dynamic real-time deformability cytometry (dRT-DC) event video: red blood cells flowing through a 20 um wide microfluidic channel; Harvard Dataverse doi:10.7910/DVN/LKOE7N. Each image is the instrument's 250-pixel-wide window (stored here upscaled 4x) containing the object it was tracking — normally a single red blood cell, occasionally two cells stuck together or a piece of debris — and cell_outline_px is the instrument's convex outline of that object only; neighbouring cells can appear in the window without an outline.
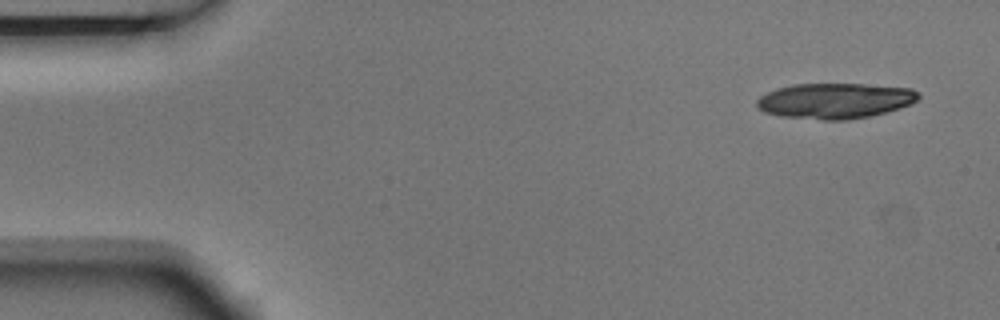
{"species": "Egyptian fruit bat (a non-hibernating species)", "species_latin": "Rousettus aegyptiacus", "temperature_condition": "room temperature", "stored_images_in_passage": 9, "camera_frame_rate_fps": 3000, "um_per_image_px": 0.085, "animal": {"sex": "male"}, "frame": {"image": 1, "passage_image": 1, "time_ms": 0.0, "image_size_px": [1000, 320], "cell_outline_px": [[920, 96], [912, 104], [900, 108], [868, 116], [848, 120], [824, 120], [780, 116], [764, 112], [756, 104], [756, 100], [760, 96], [776, 88], [792, 84], [860, 84], [912, 88]], "centroid_in_image_um": [70.95, 8.56], "position_along_channel_um": 14.0, "area_um2": 33.35}}
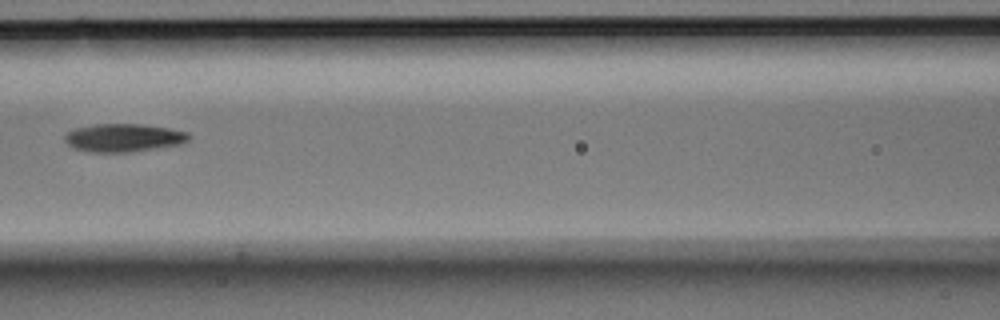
{"frame": {"image": 2, "passage_image": 7, "time_ms": 2.0, "image_size_px": [1000, 320], "cell_outline_px": [[192, 136], [188, 140], [180, 144], [128, 152], [88, 152], [72, 148], [64, 140], [64, 136], [68, 132], [76, 128], [96, 124], [144, 124], [168, 128], [188, 132]], "centroid_in_image_um": [10.49, 11.7], "position_along_channel_um": 156.1, "area_um2": 20.29}}
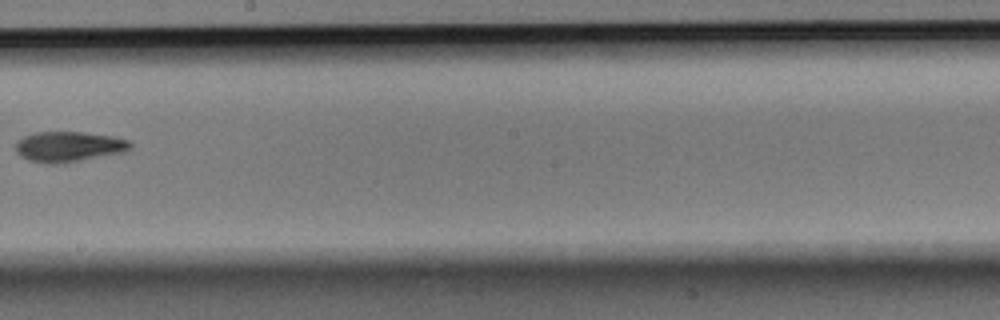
{"frame": {"image": 3, "passage_image": 9, "time_ms": 2.667, "image_size_px": [1000, 320], "cell_outline_px": [[132, 148], [124, 152], [80, 160], [56, 164], [48, 164], [28, 160], [20, 156], [16, 152], [16, 144], [24, 136], [36, 132], [84, 132], [112, 136], [128, 140], [132, 144]], "centroid_in_image_um": [5.84, 12.46], "position_along_channel_um": 242.4, "area_um2": 20.17}}